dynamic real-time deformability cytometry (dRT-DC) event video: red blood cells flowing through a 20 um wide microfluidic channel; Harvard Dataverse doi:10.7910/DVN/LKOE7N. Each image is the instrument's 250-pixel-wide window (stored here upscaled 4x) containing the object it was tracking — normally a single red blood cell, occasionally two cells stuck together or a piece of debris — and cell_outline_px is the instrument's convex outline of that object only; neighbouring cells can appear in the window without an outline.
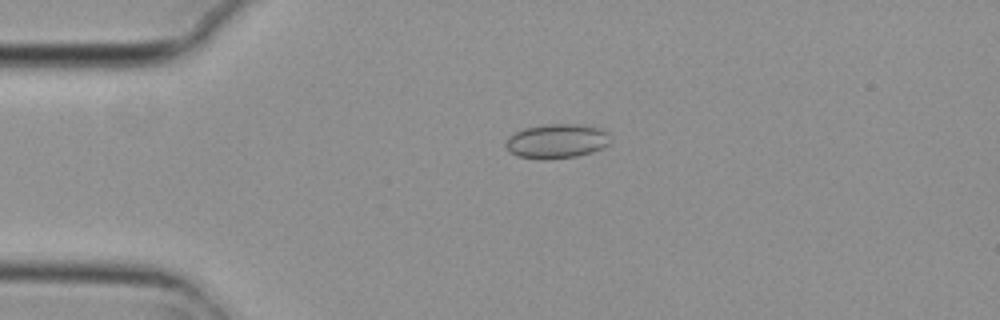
{"species": "common noctule bat (a hibernating species)", "species_latin": "Nyctalus noctula", "temperature_condition": "cold", "stored_images_in_passage": 3, "camera_frame_rate_fps": 3000, "um_per_image_px": 0.085, "animal": {"sex": "female", "body_mass_g": 29.2, "forearm_length_mm": 56.3}, "frame": {"image": 1, "passage_image": 2, "time_ms": 0.333, "image_size_px": [1000, 320], "cell_outline_px": [[612, 140], [608, 144], [592, 152], [576, 156], [544, 160], [540, 160], [516, 156], [508, 152], [504, 144], [504, 140], [508, 136], [524, 128], [548, 124], [584, 124], [604, 128], [612, 136]], "centroid_in_image_um": [47.32, 11.99], "position_along_channel_um": 37.7, "area_um2": 21.56}}